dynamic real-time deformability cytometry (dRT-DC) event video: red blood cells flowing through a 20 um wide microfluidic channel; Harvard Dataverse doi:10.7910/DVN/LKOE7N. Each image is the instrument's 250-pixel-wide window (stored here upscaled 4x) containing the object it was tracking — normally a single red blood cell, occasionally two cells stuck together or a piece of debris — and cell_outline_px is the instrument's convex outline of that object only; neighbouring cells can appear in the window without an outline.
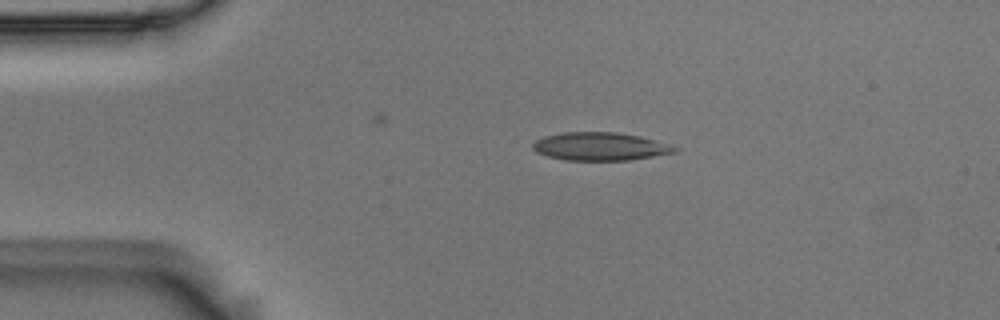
{"species": "Egyptian fruit bat (a non-hibernating species)", "species_latin": "Rousettus aegyptiacus", "temperature_condition": "room temperature", "stored_images_in_passage": 2, "camera_frame_rate_fps": 3000, "um_per_image_px": 0.085, "animal": {"sex": "male"}, "frame": {"image": 1, "passage_image": 1, "time_ms": 0.0, "image_size_px": [1000, 320], "cell_outline_px": [[680, 152], [628, 160], [564, 160], [548, 156], [536, 152], [532, 148], [532, 144], [536, 140], [544, 136], [564, 132], [616, 132], [640, 136], [680, 148]], "centroid_in_image_um": [51.02, 12.45], "position_along_channel_um": 34.0, "area_um2": 23.24}}